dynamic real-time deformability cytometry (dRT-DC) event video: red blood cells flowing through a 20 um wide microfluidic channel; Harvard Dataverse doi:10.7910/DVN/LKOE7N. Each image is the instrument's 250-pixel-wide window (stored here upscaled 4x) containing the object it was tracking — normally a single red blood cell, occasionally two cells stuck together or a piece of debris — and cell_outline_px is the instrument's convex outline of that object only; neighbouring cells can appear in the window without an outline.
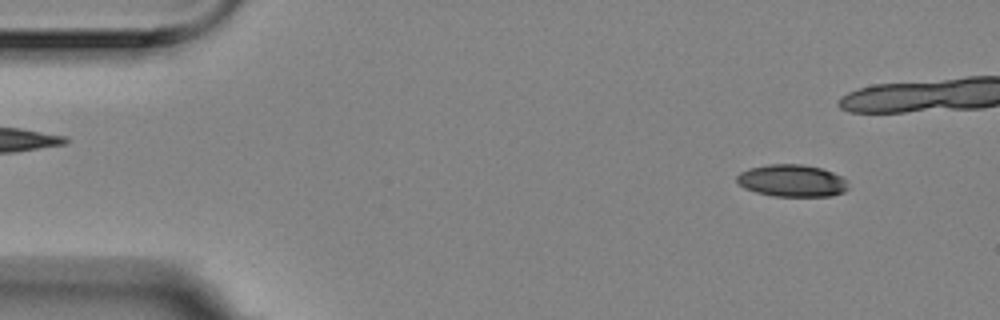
{"species": "Egyptian fruit bat (a non-hibernating species)", "species_latin": "Rousettus aegyptiacus", "temperature_condition": "room temperature", "stored_images_in_passage": 8, "camera_frame_rate_fps": 3000, "um_per_image_px": 0.085, "animal": {"sex": "female"}, "frame": {"image": 1, "passage_image": 2, "time_ms": 0.333, "image_size_px": [1000, 320], "cell_outline_px": [[848, 188], [844, 192], [832, 196], [772, 196], [756, 192], [744, 188], [736, 180], [736, 176], [740, 172], [748, 168], [768, 164], [800, 164], [820, 168], [832, 172], [848, 180]], "centroid_in_image_um": [67.32, 15.36], "position_along_channel_um": 17.7, "area_um2": 20.98}}